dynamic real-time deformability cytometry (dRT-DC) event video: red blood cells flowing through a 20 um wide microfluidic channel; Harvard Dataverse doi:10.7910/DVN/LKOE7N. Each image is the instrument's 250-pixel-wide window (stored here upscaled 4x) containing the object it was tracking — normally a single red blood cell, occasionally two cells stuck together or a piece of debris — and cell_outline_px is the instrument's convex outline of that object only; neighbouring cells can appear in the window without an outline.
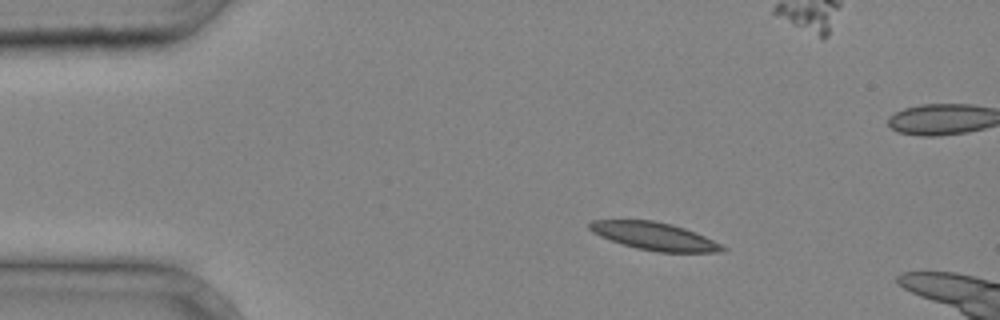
{"species": "common noctule bat (a hibernating species)", "species_latin": "Nyctalus noctula", "temperature_condition": "cold", "stored_images_in_passage": 3, "camera_frame_rate_fps": 3000, "um_per_image_px": 0.085, "animal": {"sex": "male", "body_mass_g": 20.4}, "frame": {"image": 1, "passage_image": 1, "time_ms": 0.0, "image_size_px": [1000, 320], "cell_outline_px": [[728, 248], [720, 252], [660, 252], [636, 248], [600, 236], [592, 232], [588, 228], [588, 224], [592, 220], [652, 220], [672, 224], [696, 232]], "centroid_in_image_um": [55.62, 20.07], "position_along_channel_um": 29.4, "area_um2": 21.27}}